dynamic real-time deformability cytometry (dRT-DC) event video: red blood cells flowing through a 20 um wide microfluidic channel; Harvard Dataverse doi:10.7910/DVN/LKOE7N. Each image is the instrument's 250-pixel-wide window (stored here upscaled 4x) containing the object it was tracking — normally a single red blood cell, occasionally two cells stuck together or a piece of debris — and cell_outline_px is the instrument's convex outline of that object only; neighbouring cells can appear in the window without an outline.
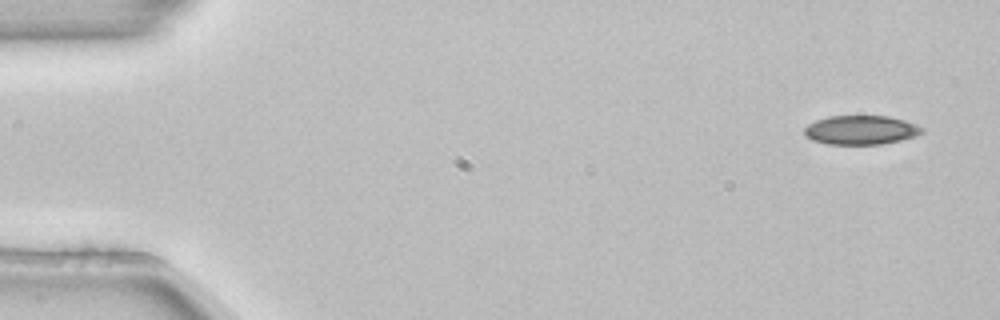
{"species": "common noctule bat (a hibernating species)", "species_latin": "Nyctalus noctula", "temperature_condition": "room temperature", "stored_images_in_passage": 3, "camera_frame_rate_fps": 3000, "um_per_image_px": 0.085, "animal": {"sex": "female", "body_mass_g": 22.7, "forearm_length_mm": 54.2}, "frame": {"image": 1, "passage_image": 1, "time_ms": 0.0, "image_size_px": [1000, 320], "cell_outline_px": [[924, 132], [916, 136], [900, 140], [880, 144], [828, 144], [812, 140], [804, 136], [804, 128], [808, 124], [816, 120], [828, 116], [888, 116], [904, 120], [916, 124], [924, 128]], "centroid_in_image_um": [73.17, 11.05], "position_along_channel_um": 11.8, "area_um2": 20.0}}
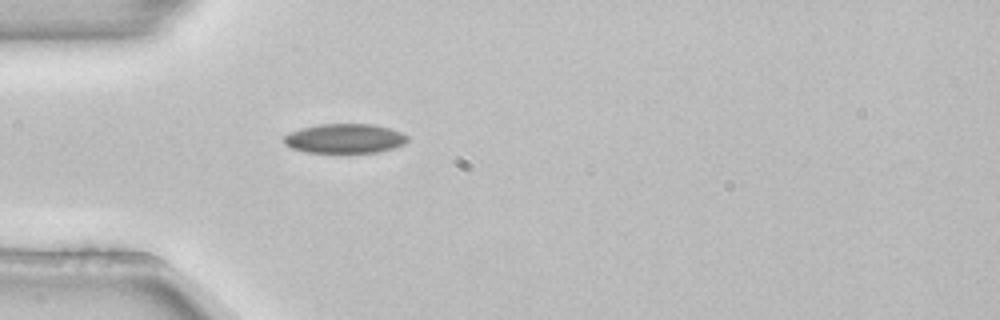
{"frame": {"image": 2, "passage_image": 3, "time_ms": 0.667, "image_size_px": [1000, 320], "cell_outline_px": [[408, 140], [404, 144], [380, 152], [308, 152], [292, 148], [284, 144], [284, 136], [288, 132], [300, 128], [320, 124], [372, 124], [388, 128], [400, 132], [408, 136]], "centroid_in_image_um": [29.28, 11.76], "position_along_channel_um": 55.7, "area_um2": 21.1}}